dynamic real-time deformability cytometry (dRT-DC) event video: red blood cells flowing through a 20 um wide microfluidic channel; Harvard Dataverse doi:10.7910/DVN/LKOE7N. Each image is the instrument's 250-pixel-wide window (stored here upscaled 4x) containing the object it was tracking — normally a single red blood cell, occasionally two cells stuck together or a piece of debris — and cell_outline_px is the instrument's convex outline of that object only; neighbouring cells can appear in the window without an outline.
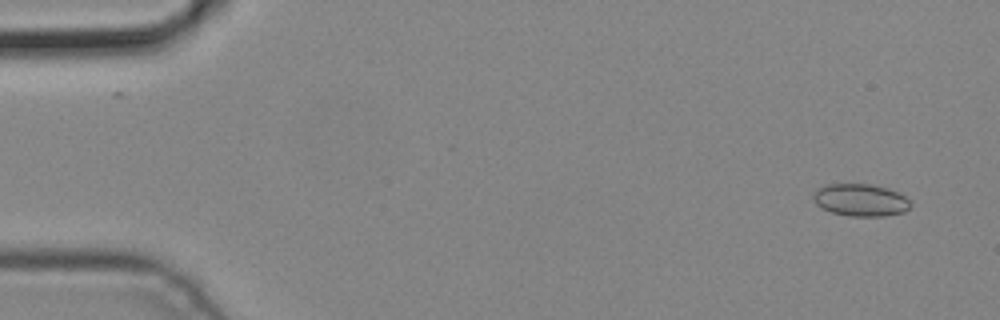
{"species": "common noctule bat (a hibernating species)", "species_latin": "Nyctalus noctula", "temperature_condition": "cold", "stored_images_in_passage": 4, "camera_frame_rate_fps": 3000, "um_per_image_px": 0.085, "animal": {"sex": "male", "body_mass_g": 19.2, "forearm_length_mm": 51.8}, "frame": {"image": 1, "passage_image": 1, "time_ms": 0.0, "image_size_px": [1000, 320], "cell_outline_px": [[912, 204], [904, 212], [884, 216], [848, 216], [832, 212], [820, 208], [816, 204], [812, 196], [816, 188], [824, 184], [872, 184], [888, 188], [904, 196]], "centroid_in_image_um": [73.1, 17.0], "position_along_channel_um": 11.9, "area_um2": 18.44}}
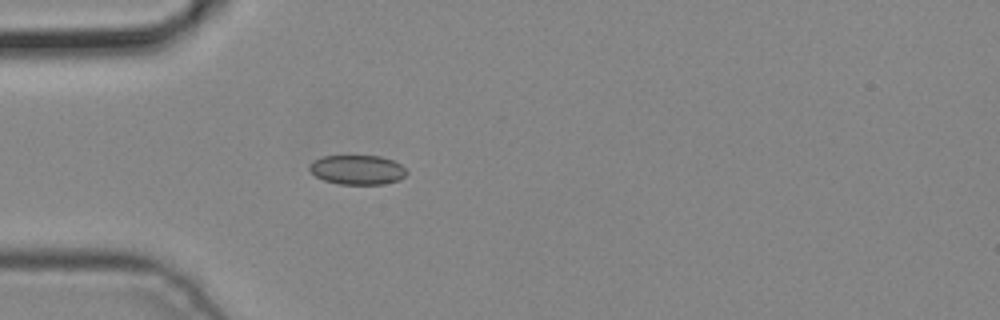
{"frame": {"image": 2, "passage_image": 4, "time_ms": 1.0, "image_size_px": [1000, 320], "cell_outline_px": [[408, 172], [400, 180], [384, 184], [340, 184], [324, 180], [316, 176], [308, 168], [308, 164], [312, 160], [324, 156], [380, 156], [392, 160], [400, 164]], "centroid_in_image_um": [30.36, 14.43], "position_along_channel_um": 54.6, "area_um2": 16.7}}